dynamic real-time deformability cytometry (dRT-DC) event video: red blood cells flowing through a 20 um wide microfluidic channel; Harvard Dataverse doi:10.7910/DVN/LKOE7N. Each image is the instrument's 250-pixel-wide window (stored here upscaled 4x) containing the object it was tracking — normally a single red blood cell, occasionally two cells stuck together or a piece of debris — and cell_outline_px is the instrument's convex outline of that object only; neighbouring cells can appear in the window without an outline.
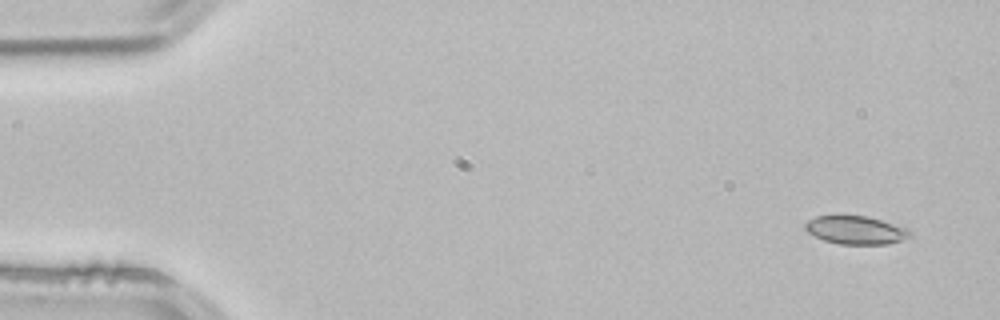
{"species": "common noctule bat (a hibernating species)", "species_latin": "Nyctalus noctula", "temperature_condition": "room temperature", "stored_images_in_passage": 3, "camera_frame_rate_fps": 3000, "um_per_image_px": 0.085, "animal": {"sex": "male", "body_mass_g": 21.5, "forearm_length_mm": 52.0}, "frame": {"image": 1, "passage_image": 1, "time_ms": 0.0, "image_size_px": [1000, 320], "cell_outline_px": [[912, 236], [888, 244], [840, 244], [824, 240], [808, 232], [804, 228], [804, 224], [808, 220], [816, 216], [868, 216], [908, 228], [912, 232]], "centroid_in_image_um": [72.76, 19.55], "position_along_channel_um": 12.2, "area_um2": 17.17}}